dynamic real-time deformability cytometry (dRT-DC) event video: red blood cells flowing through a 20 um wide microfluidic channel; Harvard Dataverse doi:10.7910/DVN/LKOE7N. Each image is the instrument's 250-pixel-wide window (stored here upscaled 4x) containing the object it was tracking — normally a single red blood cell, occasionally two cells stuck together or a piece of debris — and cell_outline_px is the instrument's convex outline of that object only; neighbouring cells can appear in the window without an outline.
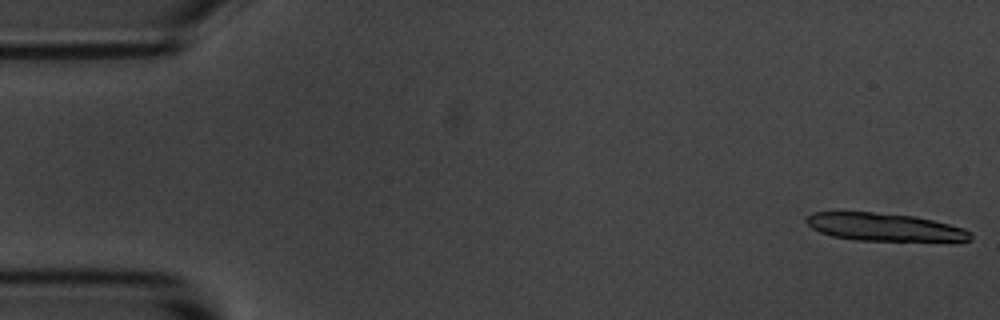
{"species": "common noctule bat (a hibernating species)", "species_latin": "Nyctalus noctula", "temperature_condition": "room temperature", "stored_images_in_passage": 4, "camera_frame_rate_fps": 3000, "um_per_image_px": 0.085, "animal": {"sex": "male", "body_mass_g": 20.1, "forearm_length_mm": 53.5}, "frame": {"image": 1, "passage_image": 1, "time_ms": 0.0, "image_size_px": [1000, 320], "cell_outline_px": [[972, 240], [856, 240], [832, 236], [820, 232], [812, 228], [804, 220], [812, 212], [872, 212], [916, 216], [964, 228], [972, 232]], "centroid_in_image_um": [75.14, 19.29], "position_along_channel_um": 9.9, "area_um2": 26.24}}